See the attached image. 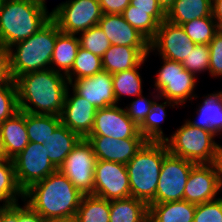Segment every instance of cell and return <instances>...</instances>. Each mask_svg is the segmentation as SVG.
<instances>
[{"mask_svg": "<svg viewBox=\"0 0 222 222\" xmlns=\"http://www.w3.org/2000/svg\"><path fill=\"white\" fill-rule=\"evenodd\" d=\"M0 222H19V203L0 205Z\"/></svg>", "mask_w": 222, "mask_h": 222, "instance_id": "f6af8a7d", "label": "cell"}, {"mask_svg": "<svg viewBox=\"0 0 222 222\" xmlns=\"http://www.w3.org/2000/svg\"><path fill=\"white\" fill-rule=\"evenodd\" d=\"M97 158L91 143L81 138L65 158L59 170L83 194H94V172Z\"/></svg>", "mask_w": 222, "mask_h": 222, "instance_id": "9c48e42d", "label": "cell"}, {"mask_svg": "<svg viewBox=\"0 0 222 222\" xmlns=\"http://www.w3.org/2000/svg\"><path fill=\"white\" fill-rule=\"evenodd\" d=\"M3 1H4V0H0V9H1V7H2Z\"/></svg>", "mask_w": 222, "mask_h": 222, "instance_id": "11a10c76", "label": "cell"}, {"mask_svg": "<svg viewBox=\"0 0 222 222\" xmlns=\"http://www.w3.org/2000/svg\"><path fill=\"white\" fill-rule=\"evenodd\" d=\"M187 36L195 44L208 45L214 34L220 29L213 16L202 17L181 25Z\"/></svg>", "mask_w": 222, "mask_h": 222, "instance_id": "836d02e7", "label": "cell"}, {"mask_svg": "<svg viewBox=\"0 0 222 222\" xmlns=\"http://www.w3.org/2000/svg\"><path fill=\"white\" fill-rule=\"evenodd\" d=\"M88 136H105L113 139L143 137L139 126L118 105L97 109L92 130Z\"/></svg>", "mask_w": 222, "mask_h": 222, "instance_id": "9a60e30c", "label": "cell"}, {"mask_svg": "<svg viewBox=\"0 0 222 222\" xmlns=\"http://www.w3.org/2000/svg\"><path fill=\"white\" fill-rule=\"evenodd\" d=\"M210 49L206 44H196L194 49L190 51L182 66L193 75L209 72Z\"/></svg>", "mask_w": 222, "mask_h": 222, "instance_id": "8d00e7d4", "label": "cell"}, {"mask_svg": "<svg viewBox=\"0 0 222 222\" xmlns=\"http://www.w3.org/2000/svg\"><path fill=\"white\" fill-rule=\"evenodd\" d=\"M149 206L134 197L110 201V222H148Z\"/></svg>", "mask_w": 222, "mask_h": 222, "instance_id": "4316f807", "label": "cell"}, {"mask_svg": "<svg viewBox=\"0 0 222 222\" xmlns=\"http://www.w3.org/2000/svg\"><path fill=\"white\" fill-rule=\"evenodd\" d=\"M163 65L156 74L155 89L157 94L154 99H167L177 105H183L186 100L198 98L194 92L197 78L187 71L181 63L162 58Z\"/></svg>", "mask_w": 222, "mask_h": 222, "instance_id": "52a82bcc", "label": "cell"}, {"mask_svg": "<svg viewBox=\"0 0 222 222\" xmlns=\"http://www.w3.org/2000/svg\"><path fill=\"white\" fill-rule=\"evenodd\" d=\"M19 1L29 2V3L40 6V0H19Z\"/></svg>", "mask_w": 222, "mask_h": 222, "instance_id": "f5cc1de1", "label": "cell"}, {"mask_svg": "<svg viewBox=\"0 0 222 222\" xmlns=\"http://www.w3.org/2000/svg\"><path fill=\"white\" fill-rule=\"evenodd\" d=\"M125 10L149 11L159 24L166 19V12L161 8L157 0H131Z\"/></svg>", "mask_w": 222, "mask_h": 222, "instance_id": "b9f144b4", "label": "cell"}, {"mask_svg": "<svg viewBox=\"0 0 222 222\" xmlns=\"http://www.w3.org/2000/svg\"><path fill=\"white\" fill-rule=\"evenodd\" d=\"M98 26L103 30L111 45L150 47V42L132 27L122 14H102Z\"/></svg>", "mask_w": 222, "mask_h": 222, "instance_id": "d6986e66", "label": "cell"}, {"mask_svg": "<svg viewBox=\"0 0 222 222\" xmlns=\"http://www.w3.org/2000/svg\"><path fill=\"white\" fill-rule=\"evenodd\" d=\"M195 164L168 153L163 159L155 198L150 204L184 200V189Z\"/></svg>", "mask_w": 222, "mask_h": 222, "instance_id": "30bf717a", "label": "cell"}, {"mask_svg": "<svg viewBox=\"0 0 222 222\" xmlns=\"http://www.w3.org/2000/svg\"><path fill=\"white\" fill-rule=\"evenodd\" d=\"M210 49L209 73L211 76H222V30L219 29L208 44Z\"/></svg>", "mask_w": 222, "mask_h": 222, "instance_id": "ab89813d", "label": "cell"}, {"mask_svg": "<svg viewBox=\"0 0 222 222\" xmlns=\"http://www.w3.org/2000/svg\"><path fill=\"white\" fill-rule=\"evenodd\" d=\"M61 33L51 18L29 38L8 49L10 72L13 80L18 76L50 68L57 36Z\"/></svg>", "mask_w": 222, "mask_h": 222, "instance_id": "3957f363", "label": "cell"}, {"mask_svg": "<svg viewBox=\"0 0 222 222\" xmlns=\"http://www.w3.org/2000/svg\"><path fill=\"white\" fill-rule=\"evenodd\" d=\"M50 14L61 32L72 35L98 25L102 17L98 0H67L57 5Z\"/></svg>", "mask_w": 222, "mask_h": 222, "instance_id": "ba28073f", "label": "cell"}, {"mask_svg": "<svg viewBox=\"0 0 222 222\" xmlns=\"http://www.w3.org/2000/svg\"><path fill=\"white\" fill-rule=\"evenodd\" d=\"M148 222H193L196 204L185 200L149 204Z\"/></svg>", "mask_w": 222, "mask_h": 222, "instance_id": "603a6c76", "label": "cell"}, {"mask_svg": "<svg viewBox=\"0 0 222 222\" xmlns=\"http://www.w3.org/2000/svg\"><path fill=\"white\" fill-rule=\"evenodd\" d=\"M102 70L101 57L80 47L75 57L74 64L70 72L66 75V78L70 84L73 80L93 76L95 73L101 72Z\"/></svg>", "mask_w": 222, "mask_h": 222, "instance_id": "d6a6232c", "label": "cell"}, {"mask_svg": "<svg viewBox=\"0 0 222 222\" xmlns=\"http://www.w3.org/2000/svg\"><path fill=\"white\" fill-rule=\"evenodd\" d=\"M197 108V121L187 120L193 127L209 130L216 135L222 132V91L206 95Z\"/></svg>", "mask_w": 222, "mask_h": 222, "instance_id": "7402d4cb", "label": "cell"}, {"mask_svg": "<svg viewBox=\"0 0 222 222\" xmlns=\"http://www.w3.org/2000/svg\"><path fill=\"white\" fill-rule=\"evenodd\" d=\"M97 160L127 164L147 141L144 137L113 139L105 136H87Z\"/></svg>", "mask_w": 222, "mask_h": 222, "instance_id": "ac0fdd59", "label": "cell"}, {"mask_svg": "<svg viewBox=\"0 0 222 222\" xmlns=\"http://www.w3.org/2000/svg\"><path fill=\"white\" fill-rule=\"evenodd\" d=\"M195 45L181 25L165 19L159 24L157 33L150 42L149 51L157 50L161 58L182 63Z\"/></svg>", "mask_w": 222, "mask_h": 222, "instance_id": "5bb4252c", "label": "cell"}, {"mask_svg": "<svg viewBox=\"0 0 222 222\" xmlns=\"http://www.w3.org/2000/svg\"><path fill=\"white\" fill-rule=\"evenodd\" d=\"M161 8L167 12L175 0H157Z\"/></svg>", "mask_w": 222, "mask_h": 222, "instance_id": "681fc988", "label": "cell"}, {"mask_svg": "<svg viewBox=\"0 0 222 222\" xmlns=\"http://www.w3.org/2000/svg\"><path fill=\"white\" fill-rule=\"evenodd\" d=\"M18 111L17 87L13 80L0 87V124Z\"/></svg>", "mask_w": 222, "mask_h": 222, "instance_id": "74e56055", "label": "cell"}, {"mask_svg": "<svg viewBox=\"0 0 222 222\" xmlns=\"http://www.w3.org/2000/svg\"><path fill=\"white\" fill-rule=\"evenodd\" d=\"M44 218L34 211L27 203L19 205V222H44Z\"/></svg>", "mask_w": 222, "mask_h": 222, "instance_id": "bcb514c9", "label": "cell"}, {"mask_svg": "<svg viewBox=\"0 0 222 222\" xmlns=\"http://www.w3.org/2000/svg\"><path fill=\"white\" fill-rule=\"evenodd\" d=\"M108 201L131 197L126 165L97 160L94 172V194Z\"/></svg>", "mask_w": 222, "mask_h": 222, "instance_id": "7c38bea8", "label": "cell"}, {"mask_svg": "<svg viewBox=\"0 0 222 222\" xmlns=\"http://www.w3.org/2000/svg\"><path fill=\"white\" fill-rule=\"evenodd\" d=\"M12 161L18 186L23 192L57 170L51 163L44 144L40 143L29 142Z\"/></svg>", "mask_w": 222, "mask_h": 222, "instance_id": "8fae6325", "label": "cell"}, {"mask_svg": "<svg viewBox=\"0 0 222 222\" xmlns=\"http://www.w3.org/2000/svg\"><path fill=\"white\" fill-rule=\"evenodd\" d=\"M193 222H222V197L196 204Z\"/></svg>", "mask_w": 222, "mask_h": 222, "instance_id": "f35d334b", "label": "cell"}, {"mask_svg": "<svg viewBox=\"0 0 222 222\" xmlns=\"http://www.w3.org/2000/svg\"><path fill=\"white\" fill-rule=\"evenodd\" d=\"M80 139L77 133L61 123L44 143L48 157L57 169L64 163L65 158Z\"/></svg>", "mask_w": 222, "mask_h": 222, "instance_id": "cb8c5ba5", "label": "cell"}, {"mask_svg": "<svg viewBox=\"0 0 222 222\" xmlns=\"http://www.w3.org/2000/svg\"><path fill=\"white\" fill-rule=\"evenodd\" d=\"M221 190L220 167L216 163L195 164L184 189V200L194 204L212 201Z\"/></svg>", "mask_w": 222, "mask_h": 222, "instance_id": "4fadbf2b", "label": "cell"}, {"mask_svg": "<svg viewBox=\"0 0 222 222\" xmlns=\"http://www.w3.org/2000/svg\"><path fill=\"white\" fill-rule=\"evenodd\" d=\"M8 159L20 154L30 142L25 124V112L18 111L0 124Z\"/></svg>", "mask_w": 222, "mask_h": 222, "instance_id": "44dd1931", "label": "cell"}, {"mask_svg": "<svg viewBox=\"0 0 222 222\" xmlns=\"http://www.w3.org/2000/svg\"><path fill=\"white\" fill-rule=\"evenodd\" d=\"M218 164H219V167H220V181H221V188H222V152H221V155L218 159Z\"/></svg>", "mask_w": 222, "mask_h": 222, "instance_id": "816d5d0a", "label": "cell"}, {"mask_svg": "<svg viewBox=\"0 0 222 222\" xmlns=\"http://www.w3.org/2000/svg\"><path fill=\"white\" fill-rule=\"evenodd\" d=\"M79 35L81 36H78L80 47L100 57H102L111 46L107 36L98 25L79 33Z\"/></svg>", "mask_w": 222, "mask_h": 222, "instance_id": "d590c367", "label": "cell"}, {"mask_svg": "<svg viewBox=\"0 0 222 222\" xmlns=\"http://www.w3.org/2000/svg\"><path fill=\"white\" fill-rule=\"evenodd\" d=\"M150 47L111 45L101 57L104 71L114 74L137 67L150 53Z\"/></svg>", "mask_w": 222, "mask_h": 222, "instance_id": "ffe728a7", "label": "cell"}, {"mask_svg": "<svg viewBox=\"0 0 222 222\" xmlns=\"http://www.w3.org/2000/svg\"><path fill=\"white\" fill-rule=\"evenodd\" d=\"M70 87L97 109L117 105L114 96L112 74L102 70L93 76L71 82Z\"/></svg>", "mask_w": 222, "mask_h": 222, "instance_id": "2e32d148", "label": "cell"}, {"mask_svg": "<svg viewBox=\"0 0 222 222\" xmlns=\"http://www.w3.org/2000/svg\"><path fill=\"white\" fill-rule=\"evenodd\" d=\"M69 88L67 89L63 110L60 115L61 123L77 133L81 138H86L92 130L97 108L74 90L72 96Z\"/></svg>", "mask_w": 222, "mask_h": 222, "instance_id": "e0dca14e", "label": "cell"}, {"mask_svg": "<svg viewBox=\"0 0 222 222\" xmlns=\"http://www.w3.org/2000/svg\"><path fill=\"white\" fill-rule=\"evenodd\" d=\"M51 19L41 6L19 0H4L0 9V47L8 50L23 41Z\"/></svg>", "mask_w": 222, "mask_h": 222, "instance_id": "5b68a950", "label": "cell"}, {"mask_svg": "<svg viewBox=\"0 0 222 222\" xmlns=\"http://www.w3.org/2000/svg\"><path fill=\"white\" fill-rule=\"evenodd\" d=\"M137 97L130 105L126 106L125 110L128 117L139 126L150 113L153 100L147 99L142 94Z\"/></svg>", "mask_w": 222, "mask_h": 222, "instance_id": "60d3db41", "label": "cell"}, {"mask_svg": "<svg viewBox=\"0 0 222 222\" xmlns=\"http://www.w3.org/2000/svg\"><path fill=\"white\" fill-rule=\"evenodd\" d=\"M124 19L151 42L159 28V23L149 15V11L124 10Z\"/></svg>", "mask_w": 222, "mask_h": 222, "instance_id": "e575fe53", "label": "cell"}, {"mask_svg": "<svg viewBox=\"0 0 222 222\" xmlns=\"http://www.w3.org/2000/svg\"><path fill=\"white\" fill-rule=\"evenodd\" d=\"M18 198L24 200V192L18 186L13 161H0V202L13 205L18 203Z\"/></svg>", "mask_w": 222, "mask_h": 222, "instance_id": "4dcf8cb0", "label": "cell"}, {"mask_svg": "<svg viewBox=\"0 0 222 222\" xmlns=\"http://www.w3.org/2000/svg\"><path fill=\"white\" fill-rule=\"evenodd\" d=\"M25 124L29 141L43 145L61 124V118L55 115H35L25 112Z\"/></svg>", "mask_w": 222, "mask_h": 222, "instance_id": "83f0119b", "label": "cell"}, {"mask_svg": "<svg viewBox=\"0 0 222 222\" xmlns=\"http://www.w3.org/2000/svg\"><path fill=\"white\" fill-rule=\"evenodd\" d=\"M143 60L137 67L112 74L114 96L116 103L122 96H138L142 94V78L138 68L144 64Z\"/></svg>", "mask_w": 222, "mask_h": 222, "instance_id": "1f68e13d", "label": "cell"}, {"mask_svg": "<svg viewBox=\"0 0 222 222\" xmlns=\"http://www.w3.org/2000/svg\"><path fill=\"white\" fill-rule=\"evenodd\" d=\"M5 160H8V157L0 130V161H5Z\"/></svg>", "mask_w": 222, "mask_h": 222, "instance_id": "c3c4849f", "label": "cell"}, {"mask_svg": "<svg viewBox=\"0 0 222 222\" xmlns=\"http://www.w3.org/2000/svg\"><path fill=\"white\" fill-rule=\"evenodd\" d=\"M75 219L76 222H110V201L93 194L84 195Z\"/></svg>", "mask_w": 222, "mask_h": 222, "instance_id": "f1b7e54d", "label": "cell"}, {"mask_svg": "<svg viewBox=\"0 0 222 222\" xmlns=\"http://www.w3.org/2000/svg\"><path fill=\"white\" fill-rule=\"evenodd\" d=\"M212 16L219 28L222 27V0H212Z\"/></svg>", "mask_w": 222, "mask_h": 222, "instance_id": "7dc6e473", "label": "cell"}, {"mask_svg": "<svg viewBox=\"0 0 222 222\" xmlns=\"http://www.w3.org/2000/svg\"><path fill=\"white\" fill-rule=\"evenodd\" d=\"M178 106L175 102L167 100L162 104L157 103L155 100L152 103L151 111L146 116L144 121L139 125V131L147 141H165L166 136L160 127L166 117L165 107ZM165 136V137H164Z\"/></svg>", "mask_w": 222, "mask_h": 222, "instance_id": "f546056e", "label": "cell"}, {"mask_svg": "<svg viewBox=\"0 0 222 222\" xmlns=\"http://www.w3.org/2000/svg\"><path fill=\"white\" fill-rule=\"evenodd\" d=\"M13 81L8 50L0 47V87Z\"/></svg>", "mask_w": 222, "mask_h": 222, "instance_id": "ee69618b", "label": "cell"}, {"mask_svg": "<svg viewBox=\"0 0 222 222\" xmlns=\"http://www.w3.org/2000/svg\"><path fill=\"white\" fill-rule=\"evenodd\" d=\"M84 195L59 170L24 191V202L44 219L75 217Z\"/></svg>", "mask_w": 222, "mask_h": 222, "instance_id": "7a4b0ae2", "label": "cell"}, {"mask_svg": "<svg viewBox=\"0 0 222 222\" xmlns=\"http://www.w3.org/2000/svg\"><path fill=\"white\" fill-rule=\"evenodd\" d=\"M131 0H98L102 14H122Z\"/></svg>", "mask_w": 222, "mask_h": 222, "instance_id": "7bdbcfd3", "label": "cell"}, {"mask_svg": "<svg viewBox=\"0 0 222 222\" xmlns=\"http://www.w3.org/2000/svg\"><path fill=\"white\" fill-rule=\"evenodd\" d=\"M45 3H46V0H40V6H41V8L44 9L45 11H47V8H46L47 6H46Z\"/></svg>", "mask_w": 222, "mask_h": 222, "instance_id": "db71d44e", "label": "cell"}, {"mask_svg": "<svg viewBox=\"0 0 222 222\" xmlns=\"http://www.w3.org/2000/svg\"><path fill=\"white\" fill-rule=\"evenodd\" d=\"M44 222H76L75 217L71 218H49L45 219Z\"/></svg>", "mask_w": 222, "mask_h": 222, "instance_id": "f907efd6", "label": "cell"}, {"mask_svg": "<svg viewBox=\"0 0 222 222\" xmlns=\"http://www.w3.org/2000/svg\"><path fill=\"white\" fill-rule=\"evenodd\" d=\"M208 16H212V0H175L166 12V20L177 25Z\"/></svg>", "mask_w": 222, "mask_h": 222, "instance_id": "d4e9b609", "label": "cell"}, {"mask_svg": "<svg viewBox=\"0 0 222 222\" xmlns=\"http://www.w3.org/2000/svg\"><path fill=\"white\" fill-rule=\"evenodd\" d=\"M79 48V39L76 35L61 32L56 39L50 68L66 76L74 64Z\"/></svg>", "mask_w": 222, "mask_h": 222, "instance_id": "484cf974", "label": "cell"}, {"mask_svg": "<svg viewBox=\"0 0 222 222\" xmlns=\"http://www.w3.org/2000/svg\"><path fill=\"white\" fill-rule=\"evenodd\" d=\"M215 133L185 123L165 143L171 155L200 163H216L222 152V145L215 142Z\"/></svg>", "mask_w": 222, "mask_h": 222, "instance_id": "8992f818", "label": "cell"}, {"mask_svg": "<svg viewBox=\"0 0 222 222\" xmlns=\"http://www.w3.org/2000/svg\"><path fill=\"white\" fill-rule=\"evenodd\" d=\"M15 83L20 111L35 115H61L69 87L65 75L48 68L18 76Z\"/></svg>", "mask_w": 222, "mask_h": 222, "instance_id": "6da1fadb", "label": "cell"}, {"mask_svg": "<svg viewBox=\"0 0 222 222\" xmlns=\"http://www.w3.org/2000/svg\"><path fill=\"white\" fill-rule=\"evenodd\" d=\"M165 141H146L126 164L131 196L149 205L155 198L164 157Z\"/></svg>", "mask_w": 222, "mask_h": 222, "instance_id": "277c9868", "label": "cell"}]
</instances>
